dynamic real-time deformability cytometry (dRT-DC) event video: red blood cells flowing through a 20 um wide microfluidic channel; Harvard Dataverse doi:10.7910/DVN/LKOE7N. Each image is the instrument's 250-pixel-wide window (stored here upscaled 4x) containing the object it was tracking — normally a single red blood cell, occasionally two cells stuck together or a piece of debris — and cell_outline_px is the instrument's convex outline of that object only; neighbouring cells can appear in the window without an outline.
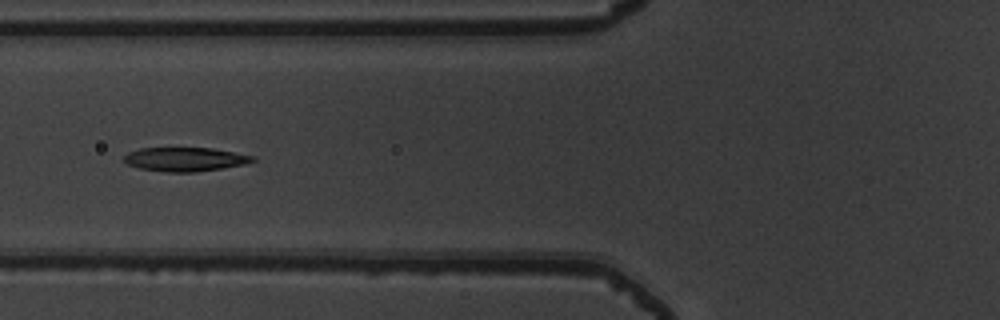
{"species": "common noctule bat (a hibernating species)", "species_latin": "Nyctalus noctula", "temperature_condition": "warm", "stored_images_in_passage": 9, "camera_frame_rate_fps": 3000, "um_per_image_px": 0.085, "animal": {"sex": "male", "body_mass_g": 19.5, "forearm_length_mm": 54.6}, "frame": {"image": 1, "passage_image": 6, "time_ms": 1.667, "image_size_px": [1000, 320], "cell_outline_px": [[256, 160], [244, 164], [196, 172], [168, 172], [140, 168], [128, 164], [124, 160], [124, 156], [128, 152], [140, 148], [212, 148], [252, 156]], "centroid_in_image_um": [15.7, 13.53], "position_along_channel_um": 110.1, "area_um2": 17.63}}
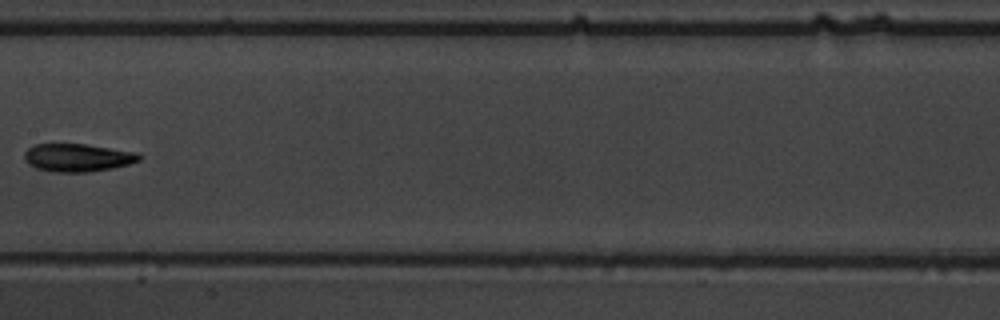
{"frame": {"image": 2, "passage_image": 8, "time_ms": 2.333, "image_size_px": [1000, 320], "cell_outline_px": [[144, 156], [140, 160], [128, 164], [112, 168], [88, 172], [52, 172], [36, 168], [28, 164], [24, 160], [24, 152], [28, 148], [36, 144], [84, 144], [140, 152]], "centroid_in_image_um": [6.62, 13.4], "position_along_channel_um": 200.8, "area_um2": 18.9}}
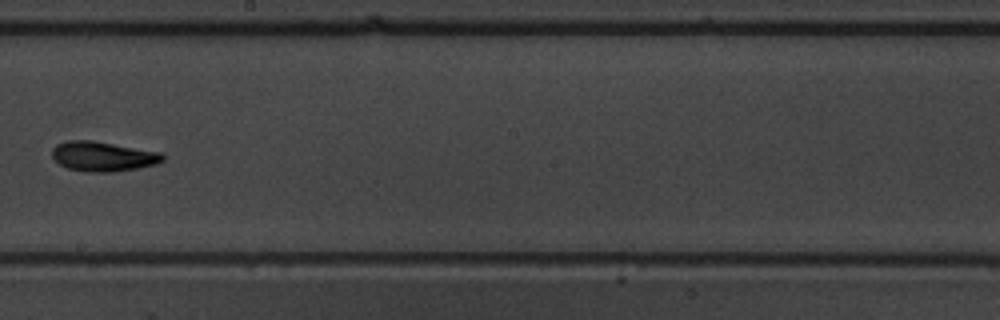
{"frame": {"image": 3, "passage_image": 9, "time_ms": 2.667, "image_size_px": [1000, 320], "cell_outline_px": [[164, 160], [156, 164], [136, 168], [112, 172], [84, 172], [68, 168], [60, 164], [52, 156], [52, 148], [56, 144], [68, 140], [92, 140], [160, 152], [164, 156]], "centroid_in_image_um": [8.73, 13.29], "position_along_channel_um": 239.5, "area_um2": 19.13}}